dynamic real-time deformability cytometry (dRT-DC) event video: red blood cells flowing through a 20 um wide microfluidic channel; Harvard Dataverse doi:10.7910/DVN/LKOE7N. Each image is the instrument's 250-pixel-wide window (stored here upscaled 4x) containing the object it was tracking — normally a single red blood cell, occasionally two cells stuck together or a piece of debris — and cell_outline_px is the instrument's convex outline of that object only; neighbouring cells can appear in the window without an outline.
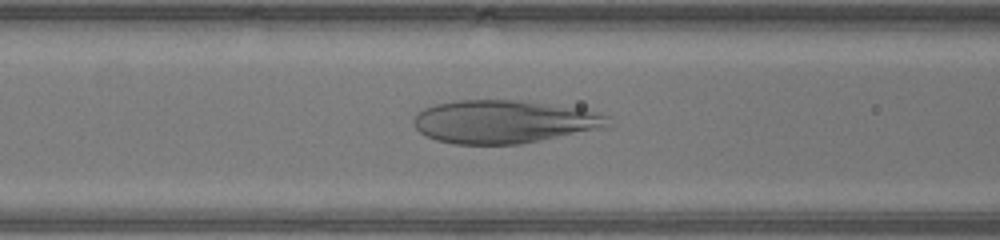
{"species": "human", "species_latin": "Homo sapiens", "temperature_condition": "warm", "stored_images_in_passage": 34, "camera_frame_rate_fps": 3000, "um_per_image_px": 0.085, "donor": {"sex": "male"}, "frame": {"image": 1, "passage_image": 9, "time_ms": 2.667, "image_size_px": [1000, 240], "cell_outline_px": [[612, 128], [520, 144], [456, 144], [436, 140], [420, 132], [412, 124], [412, 120], [416, 112], [424, 108], [436, 104], [460, 100], [520, 100], [584, 108], [608, 116], [612, 124]], "centroid_in_image_um": [42.93, 10.34], "position_along_channel_um": 123.7, "area_um2": 49.71}}
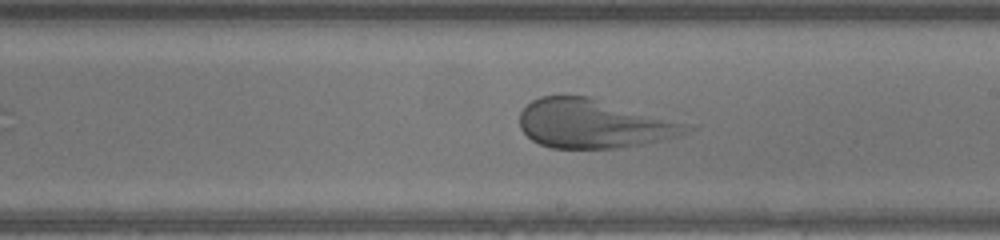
{"frame": {"image": 2, "passage_image": 17, "time_ms": 5.333, "image_size_px": [1000, 240], "cell_outline_px": [[696, 128], [676, 136], [660, 140], [640, 144], [616, 148], [552, 148], [540, 144], [532, 140], [520, 128], [520, 112], [532, 100], [540, 96], [592, 96], [696, 124]], "centroid_in_image_um": [50.55, 10.49], "position_along_channel_um": 238.5, "area_um2": 48.21}}
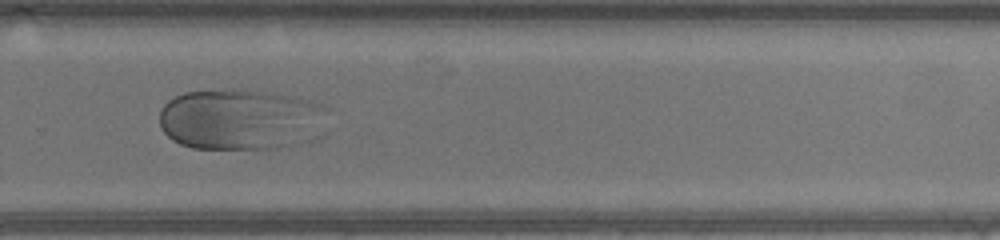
{"frame": {"image": 3, "passage_image": 22, "time_ms": 7.0, "image_size_px": [1000, 240], "cell_outline_px": [[328, 108], [300, 140], [296, 144], [280, 148], [192, 148], [180, 144], [172, 140], [160, 128], [160, 108], [168, 100], [184, 92], [236, 88], [292, 96], [320, 104]], "centroid_in_image_um": [20.21, 10.11], "position_along_channel_um": 309.6, "area_um2": 58.15}}